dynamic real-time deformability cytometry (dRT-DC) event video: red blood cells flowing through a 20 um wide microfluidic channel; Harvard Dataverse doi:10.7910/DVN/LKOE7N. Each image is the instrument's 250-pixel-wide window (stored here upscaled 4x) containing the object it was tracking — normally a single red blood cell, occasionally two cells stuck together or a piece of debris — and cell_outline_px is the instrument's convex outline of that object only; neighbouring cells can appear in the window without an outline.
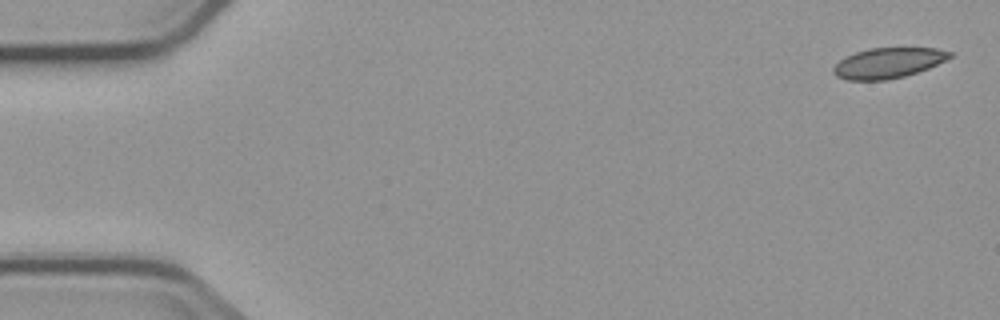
{"species": "common noctule bat (a hibernating species)", "species_latin": "Nyctalus noctula", "temperature_condition": "cold", "stored_images_in_passage": 4, "camera_frame_rate_fps": 3000, "um_per_image_px": 0.085, "animal": {"sex": "male", "body_mass_g": 23.1, "forearm_length_mm": 52.7}, "frame": {"image": 1, "passage_image": 1, "time_ms": 0.0, "image_size_px": [1000, 320], "cell_outline_px": [[956, 52], [952, 56], [928, 68], [904, 76], [888, 80], [848, 80], [836, 76], [832, 72], [832, 68], [840, 60], [856, 52], [868, 48], [936, 48]], "centroid_in_image_um": [75.49, 5.35], "position_along_channel_um": 9.5, "area_um2": 20.52}}
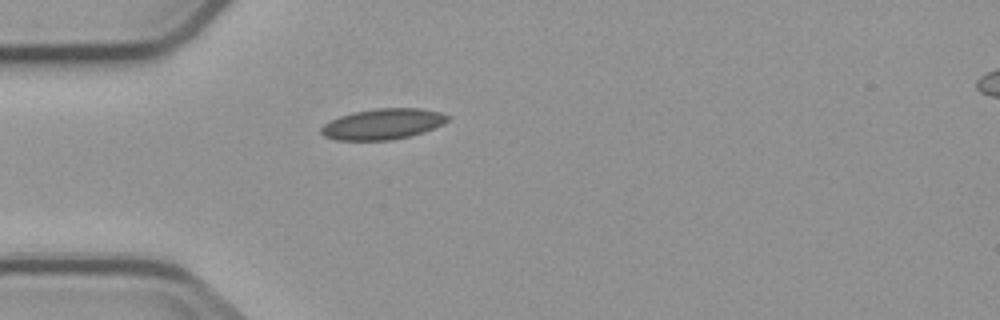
{"frame": {"image": 2, "passage_image": 4, "time_ms": 4.667, "image_size_px": [1000, 320], "cell_outline_px": [[448, 120], [444, 124], [424, 132], [392, 140], [336, 140], [324, 136], [320, 132], [320, 128], [324, 124], [340, 116], [352, 112], [376, 108], [420, 108], [440, 112], [448, 116]], "centroid_in_image_um": [32.53, 10.54], "position_along_channel_um": 52.5, "area_um2": 22.66}}